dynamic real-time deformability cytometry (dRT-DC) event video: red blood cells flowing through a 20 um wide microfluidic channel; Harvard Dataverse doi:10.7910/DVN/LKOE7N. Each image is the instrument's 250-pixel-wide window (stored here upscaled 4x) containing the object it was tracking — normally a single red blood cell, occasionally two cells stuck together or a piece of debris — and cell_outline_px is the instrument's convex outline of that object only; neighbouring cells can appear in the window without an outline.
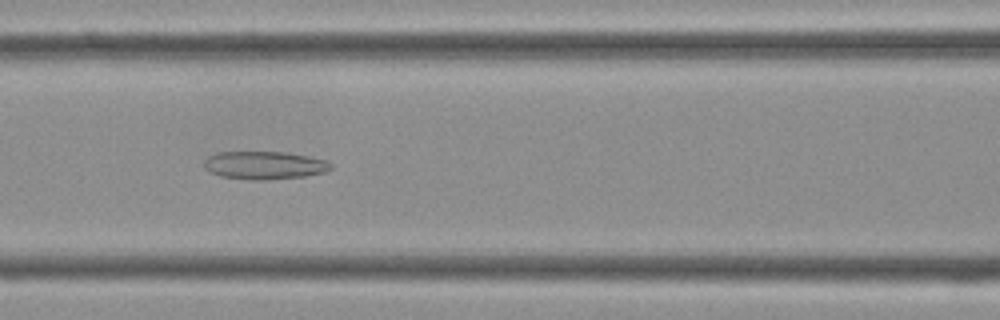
{"species": "Egyptian fruit bat (a non-hibernating species)", "species_latin": "Rousettus aegyptiacus", "temperature_condition": "cold", "stored_images_in_passage": 42, "camera_frame_rate_fps": 3000, "um_per_image_px": 0.085, "frame": {"image": 1, "passage_image": 17, "time_ms": 5.333, "image_size_px": [1000, 320], "cell_outline_px": [[332, 168], [324, 172], [304, 176], [264, 180], [252, 180], [220, 176], [204, 168], [204, 160], [208, 156], [216, 152], [284, 152], [308, 156], [328, 160], [332, 164]], "centroid_in_image_um": [22.47, 14.04], "position_along_channel_um": 144.1, "area_um2": 20.69}}
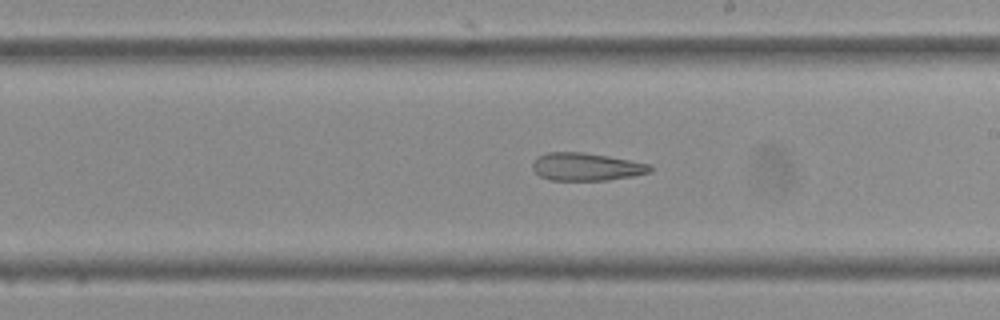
{"frame": {"image": 2, "passage_image": 23, "time_ms": 7.333, "image_size_px": [1000, 320], "cell_outline_px": [[652, 172], [632, 176], [608, 180], [552, 180], [540, 176], [532, 168], [532, 164], [536, 156], [548, 152], [584, 152], [608, 156], [652, 164]], "centroid_in_image_um": [49.84, 14.17], "position_along_channel_um": 239.2, "area_um2": 19.13}}
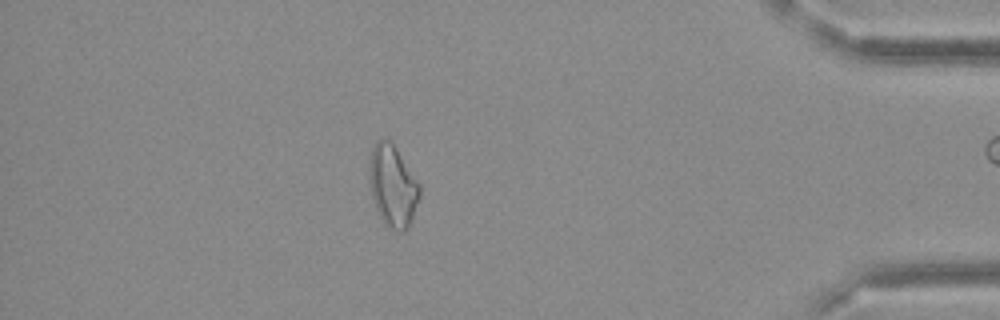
{"frame": {"image": 3, "passage_image": 36, "time_ms": 11.667, "image_size_px": [1000, 320], "cell_outline_px": [[420, 196], [412, 220], [408, 228], [404, 232], [396, 232], [384, 224], [376, 208], [372, 196], [368, 180], [368, 168], [372, 148], [376, 140], [388, 140], [396, 148], [420, 184]], "centroid_in_image_um": [33.38, 15.84], "position_along_channel_um": 401.8, "area_um2": 24.1}}